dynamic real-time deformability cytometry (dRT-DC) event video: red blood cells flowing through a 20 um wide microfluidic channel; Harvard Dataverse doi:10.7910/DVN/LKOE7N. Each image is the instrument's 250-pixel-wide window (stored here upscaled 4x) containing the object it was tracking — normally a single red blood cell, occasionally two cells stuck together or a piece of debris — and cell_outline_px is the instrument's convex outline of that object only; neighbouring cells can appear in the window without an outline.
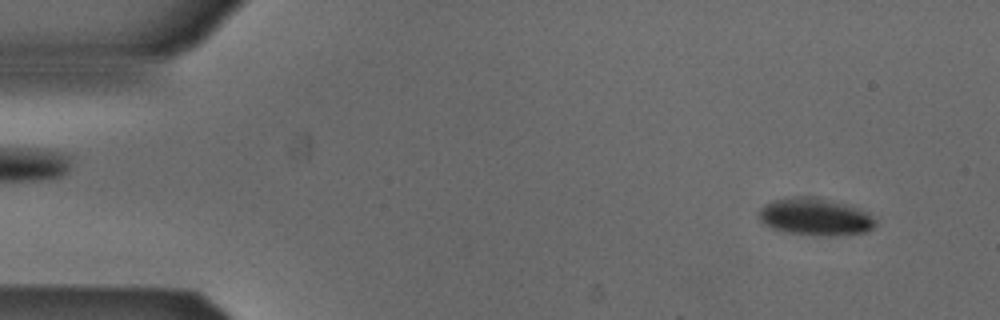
{"species": "Egyptian fruit bat (a non-hibernating species)", "species_latin": "Rousettus aegyptiacus", "temperature_condition": "cold", "stored_images_in_passage": 49, "camera_frame_rate_fps": 3000, "um_per_image_px": 0.085, "animal": {"sex": "male"}, "frame": {"image": 1, "passage_image": 4, "time_ms": 1.0, "image_size_px": [1000, 320], "cell_outline_px": [[876, 224], [872, 228], [864, 232], [836, 236], [812, 236], [784, 232], [772, 228], [764, 224], [760, 220], [760, 208], [764, 204], [772, 200], [792, 196], [816, 196], [844, 204], [868, 212], [876, 220]], "centroid_in_image_um": [69.27, 18.43], "position_along_channel_um": 15.7, "area_um2": 25.61}}
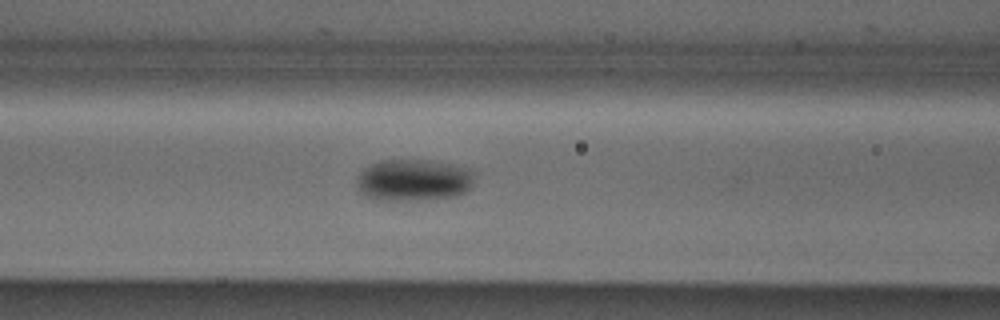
{"frame": {"image": 2, "passage_image": 21, "time_ms": 6.667, "image_size_px": [1000, 320], "cell_outline_px": [[472, 188], [468, 192], [456, 196], [420, 200], [372, 200], [364, 196], [360, 192], [356, 184], [356, 176], [360, 172], [372, 164], [380, 160], [428, 160], [452, 164], [468, 168], [472, 172]], "centroid_in_image_um": [35.13, 15.32], "position_along_channel_um": 131.5, "area_um2": 29.02}}
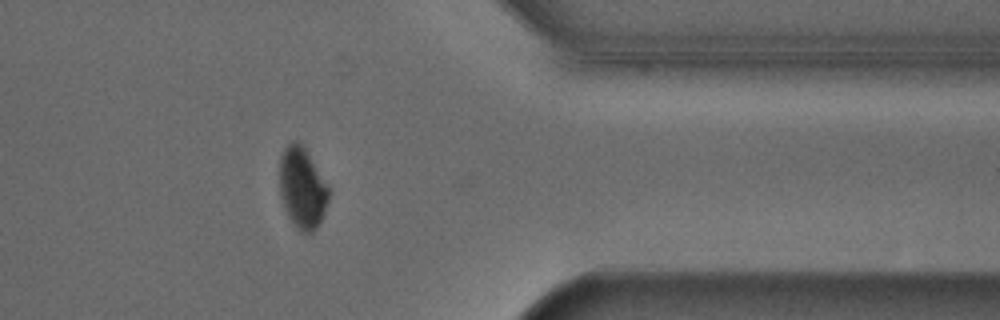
{"frame": {"image": 3, "passage_image": 42, "time_ms": 13.667, "image_size_px": [1000, 320], "cell_outline_px": [[328, 200], [320, 224], [312, 232], [300, 232], [292, 224], [284, 208], [280, 192], [280, 156], [284, 148], [292, 140], [296, 140], [304, 148], [328, 188]], "centroid_in_image_um": [25.66, 16.02], "position_along_channel_um": 385.7, "area_um2": 22.77}, "authors_computed_cell_mechanics": {"area_um2": 25.8366, "velocity_mm_per_s": 3.873, "shape_relaxation_time_tau1_ms": 2.7306, "shape_relaxation_time_tau2_ms": null, "deformation_change_tau1": 0.0652, "deformation_change_tau2": null}}